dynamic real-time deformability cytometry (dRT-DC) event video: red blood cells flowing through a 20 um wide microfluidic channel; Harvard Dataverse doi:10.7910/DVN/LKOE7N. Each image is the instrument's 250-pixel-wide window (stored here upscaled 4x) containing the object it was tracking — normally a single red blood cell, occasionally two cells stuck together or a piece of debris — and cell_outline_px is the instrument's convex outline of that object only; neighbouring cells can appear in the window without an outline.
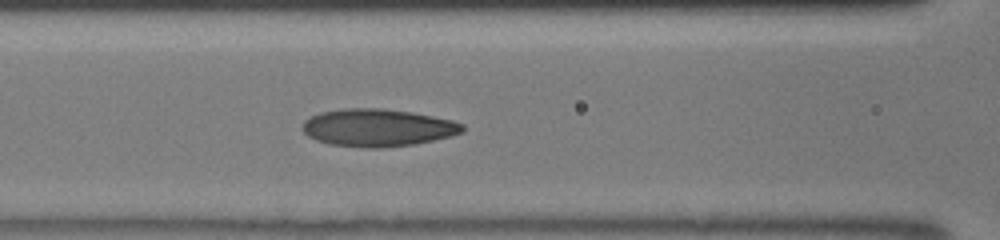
{"species": "human", "species_latin": "Homo sapiens", "temperature_condition": "room temperature", "stored_images_in_passage": 11, "camera_frame_rate_fps": 3000, "um_per_image_px": 0.085, "donor": {"sex": "male"}, "frame": {"image": 1, "passage_image": 11, "time_ms": 3.333, "image_size_px": [1000, 240], "cell_outline_px": [[464, 132], [452, 136], [416, 144], [380, 148], [364, 148], [328, 144], [316, 140], [308, 136], [300, 128], [304, 120], [320, 112], [344, 108], [380, 108], [412, 112], [452, 120], [464, 124]], "centroid_in_image_um": [32.1, 10.86], "position_along_channel_um": 134.5, "area_um2": 35.32}}